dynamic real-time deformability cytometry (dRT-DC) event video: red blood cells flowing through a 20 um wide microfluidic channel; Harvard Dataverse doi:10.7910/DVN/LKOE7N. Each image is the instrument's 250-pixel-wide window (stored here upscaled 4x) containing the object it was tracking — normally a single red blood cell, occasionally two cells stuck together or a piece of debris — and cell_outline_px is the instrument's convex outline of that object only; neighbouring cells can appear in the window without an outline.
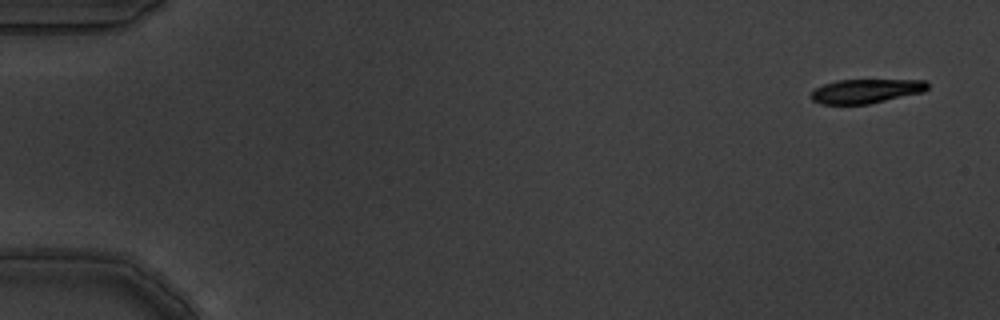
{"species": "common noctule bat (a hibernating species)", "species_latin": "Nyctalus noctula", "temperature_condition": "warm", "stored_images_in_passage": 5, "camera_frame_rate_fps": 3000, "um_per_image_px": 0.085, "animal": {"sex": "male", "body_mass_g": 19.5, "forearm_length_mm": 54.6}, "frame": {"image": 1, "passage_image": 1, "time_ms": 0.0, "image_size_px": [1000, 320], "cell_outline_px": [[928, 88], [924, 92], [868, 104], [820, 104], [812, 100], [812, 92], [816, 88], [824, 84], [836, 80], [924, 80], [928, 84]], "centroid_in_image_um": [73.61, 7.74], "position_along_channel_um": 11.4, "area_um2": 16.3}}
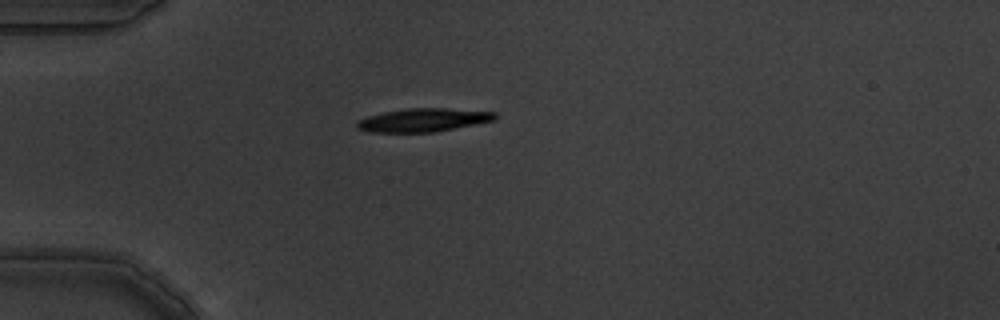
{"frame": {"image": 2, "passage_image": 5, "time_ms": 1.333, "image_size_px": [1000, 320], "cell_outline_px": [[496, 120], [432, 132], [368, 132], [356, 128], [356, 124], [360, 120], [368, 116], [384, 112], [408, 108], [444, 108], [496, 112]], "centroid_in_image_um": [35.97, 10.2], "position_along_channel_um": 49.0, "area_um2": 18.55}}